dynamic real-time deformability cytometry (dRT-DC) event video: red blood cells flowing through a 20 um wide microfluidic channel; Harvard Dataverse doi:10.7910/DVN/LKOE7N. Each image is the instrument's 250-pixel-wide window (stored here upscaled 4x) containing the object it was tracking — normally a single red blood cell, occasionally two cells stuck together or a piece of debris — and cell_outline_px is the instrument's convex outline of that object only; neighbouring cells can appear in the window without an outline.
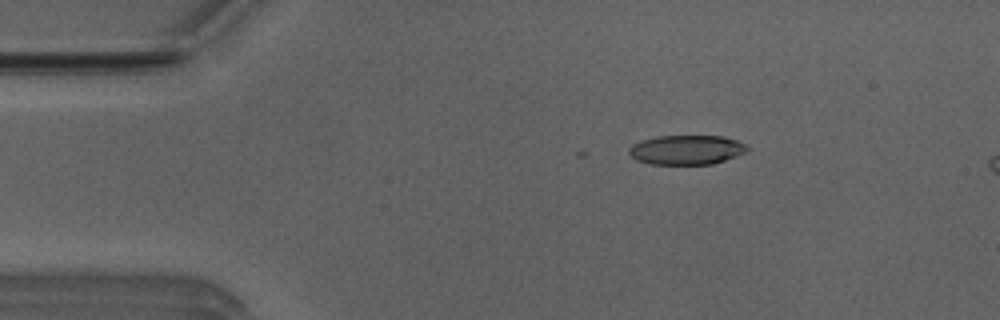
{"species": "Egyptian fruit bat (a non-hibernating species)", "species_latin": "Rousettus aegyptiacus", "temperature_condition": "room temperature", "stored_images_in_passage": 12, "camera_frame_rate_fps": 3000, "um_per_image_px": 0.085, "animal": {"sex": "male"}, "frame": {"image": 1, "passage_image": 7, "time_ms": 2.0, "image_size_px": [1000, 320], "cell_outline_px": [[748, 148], [744, 152], [736, 156], [712, 164], [652, 164], [636, 160], [628, 152], [628, 148], [632, 144], [656, 136], [724, 136], [736, 140], [744, 144]], "centroid_in_image_um": [58.32, 12.73], "position_along_channel_um": 26.7, "area_um2": 20.11}}